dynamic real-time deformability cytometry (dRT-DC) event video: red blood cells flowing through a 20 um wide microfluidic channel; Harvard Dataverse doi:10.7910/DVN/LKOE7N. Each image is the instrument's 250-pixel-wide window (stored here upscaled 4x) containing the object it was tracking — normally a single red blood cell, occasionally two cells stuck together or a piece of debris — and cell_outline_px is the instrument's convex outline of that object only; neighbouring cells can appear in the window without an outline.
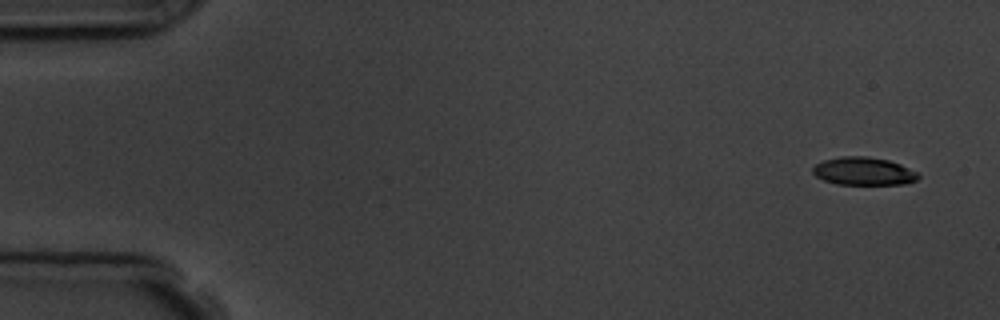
{"species": "common noctule bat (a hibernating species)", "species_latin": "Nyctalus noctula", "temperature_condition": "room temperature", "stored_images_in_passage": 5, "camera_frame_rate_fps": 3000, "um_per_image_px": 0.085, "animal": {"sex": "male", "body_mass_g": 19.5, "forearm_length_mm": 54.6}, "frame": {"image": 1, "passage_image": 1, "time_ms": 0.0, "image_size_px": [1000, 320], "cell_outline_px": [[920, 176], [916, 180], [904, 184], [836, 184], [824, 180], [816, 176], [812, 172], [812, 168], [816, 164], [824, 160], [840, 156], [868, 156], [888, 160], [900, 164], [920, 172]], "centroid_in_image_um": [73.43, 14.55], "position_along_channel_um": 11.6, "area_um2": 17.28}}